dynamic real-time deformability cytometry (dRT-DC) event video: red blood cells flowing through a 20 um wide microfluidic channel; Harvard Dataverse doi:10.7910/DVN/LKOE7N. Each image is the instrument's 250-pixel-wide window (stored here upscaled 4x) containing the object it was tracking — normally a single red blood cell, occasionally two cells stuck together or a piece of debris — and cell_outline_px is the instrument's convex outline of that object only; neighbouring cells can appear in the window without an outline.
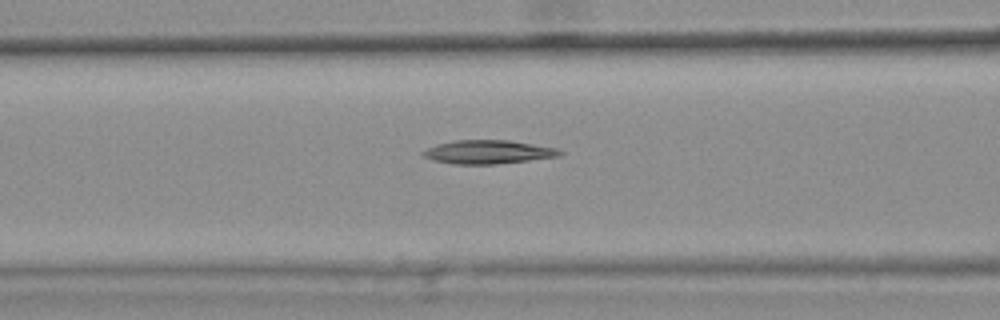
{"species": "common noctule bat (a hibernating species)", "species_latin": "Nyctalus noctula", "temperature_condition": "warm", "stored_images_in_passage": 39, "camera_frame_rate_fps": 3000, "um_per_image_px": 0.085, "animal": {"sex": "female", "body_mass_g": 25.1}, "frame": {"image": 1, "passage_image": 12, "time_ms": 3.667, "image_size_px": [1000, 320], "cell_outline_px": [[564, 152], [560, 156], [496, 164], [452, 164], [436, 160], [424, 156], [420, 152], [436, 144], [456, 140], [508, 140], [556, 148]], "centroid_in_image_um": [41.48, 12.91], "position_along_channel_um": 125.1, "area_um2": 18.61}}